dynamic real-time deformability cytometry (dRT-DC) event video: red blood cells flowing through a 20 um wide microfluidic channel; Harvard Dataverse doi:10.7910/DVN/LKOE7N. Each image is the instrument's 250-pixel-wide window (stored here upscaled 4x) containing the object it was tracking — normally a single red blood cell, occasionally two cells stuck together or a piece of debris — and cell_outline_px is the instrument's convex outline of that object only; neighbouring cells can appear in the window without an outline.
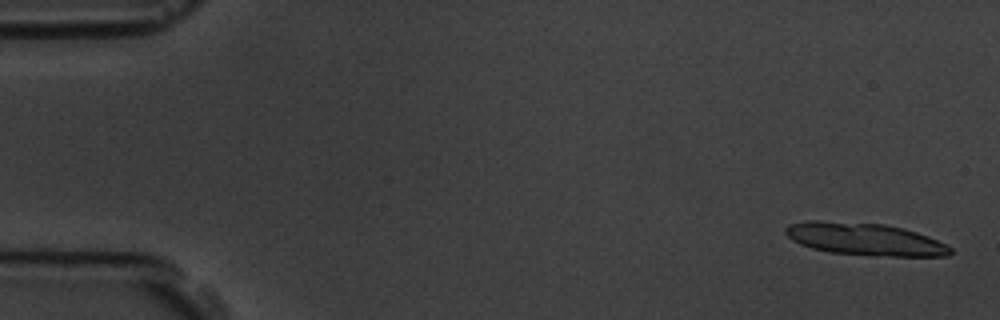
{"species": "common noctule bat (a hibernating species)", "species_latin": "Nyctalus noctula", "temperature_condition": "room temperature", "stored_images_in_passage": 9, "camera_frame_rate_fps": 3000, "um_per_image_px": 0.085, "animal": {"sex": "male", "body_mass_g": 19.5, "forearm_length_mm": 54.6}, "frame": {"image": 1, "passage_image": 1, "time_ms": 0.0, "image_size_px": [1000, 320], "cell_outline_px": [[952, 252], [948, 256], [872, 256], [828, 252], [812, 248], [800, 244], [792, 240], [784, 232], [784, 228], [788, 224], [804, 220], [820, 220], [884, 224], [904, 228], [928, 236], [952, 248]], "centroid_in_image_um": [73.46, 20.32], "position_along_channel_um": 11.5, "area_um2": 31.39}}
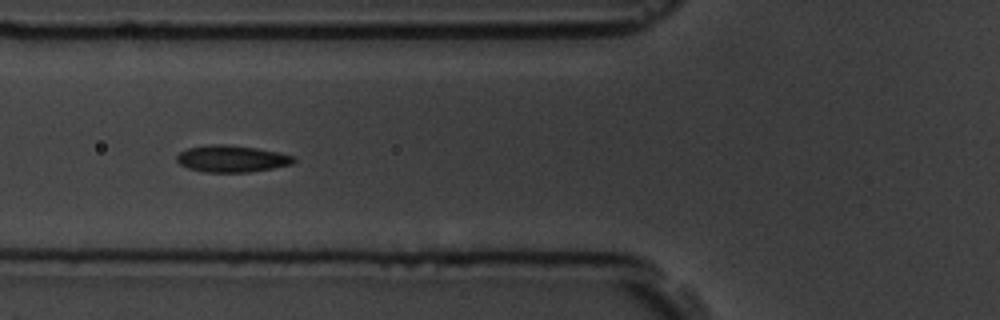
{"frame": {"image": 2, "passage_image": 7, "time_ms": 6.667, "image_size_px": [1000, 320], "cell_outline_px": [[296, 160], [292, 164], [272, 168], [248, 172], [204, 172], [188, 168], [180, 164], [176, 160], [176, 156], [180, 152], [188, 148], [208, 144], [228, 144], [256, 148], [276, 152], [292, 156]], "centroid_in_image_um": [19.66, 13.49], "position_along_channel_um": 106.1, "area_um2": 18.15}}
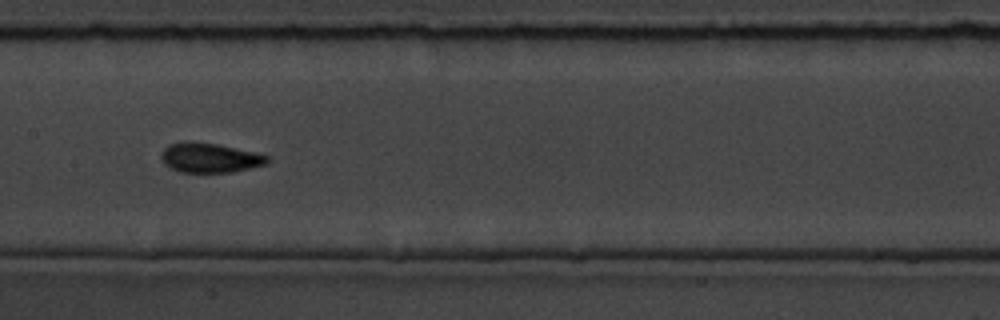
{"frame": {"image": 3, "passage_image": 9, "time_ms": 9.0, "image_size_px": [1000, 320], "cell_outline_px": [[268, 164], [232, 172], [180, 172], [164, 164], [160, 160], [160, 156], [164, 148], [168, 144], [184, 140], [216, 144], [236, 148], [268, 156]], "centroid_in_image_um": [17.77, 13.4], "position_along_channel_um": 189.6, "area_um2": 18.32}}